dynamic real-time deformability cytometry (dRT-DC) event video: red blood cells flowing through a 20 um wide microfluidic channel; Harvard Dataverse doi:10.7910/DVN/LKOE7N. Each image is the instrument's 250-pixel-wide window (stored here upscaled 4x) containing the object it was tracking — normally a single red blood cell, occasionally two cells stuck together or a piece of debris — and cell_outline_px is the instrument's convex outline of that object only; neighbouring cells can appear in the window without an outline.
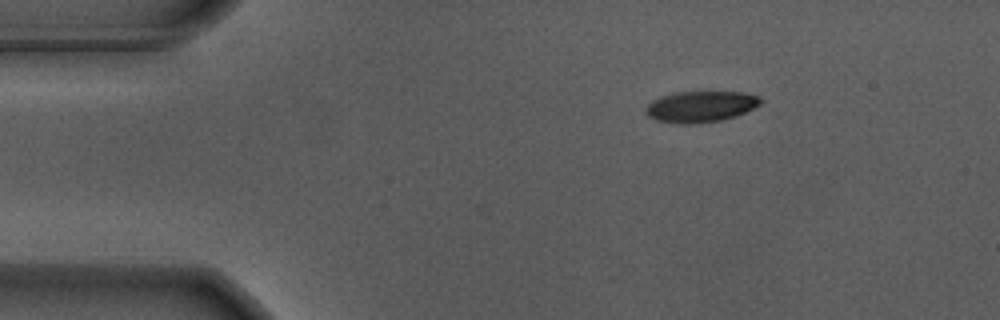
{"species": "Egyptian fruit bat (a non-hibernating species)", "species_latin": "Rousettus aegyptiacus", "temperature_condition": "warm", "stored_images_in_passage": 5, "camera_frame_rate_fps": 3000, "um_per_image_px": 0.085, "animal": {"sex": "male"}, "frame": {"image": 1, "passage_image": 1, "time_ms": 0.0, "image_size_px": [1000, 320], "cell_outline_px": [[764, 100], [760, 104], [736, 116], [720, 120], [696, 124], [676, 124], [656, 120], [648, 116], [644, 112], [644, 108], [652, 100], [672, 92], [744, 92], [760, 96]], "centroid_in_image_um": [59.53, 9.06], "position_along_channel_um": 25.5, "area_um2": 21.04}}